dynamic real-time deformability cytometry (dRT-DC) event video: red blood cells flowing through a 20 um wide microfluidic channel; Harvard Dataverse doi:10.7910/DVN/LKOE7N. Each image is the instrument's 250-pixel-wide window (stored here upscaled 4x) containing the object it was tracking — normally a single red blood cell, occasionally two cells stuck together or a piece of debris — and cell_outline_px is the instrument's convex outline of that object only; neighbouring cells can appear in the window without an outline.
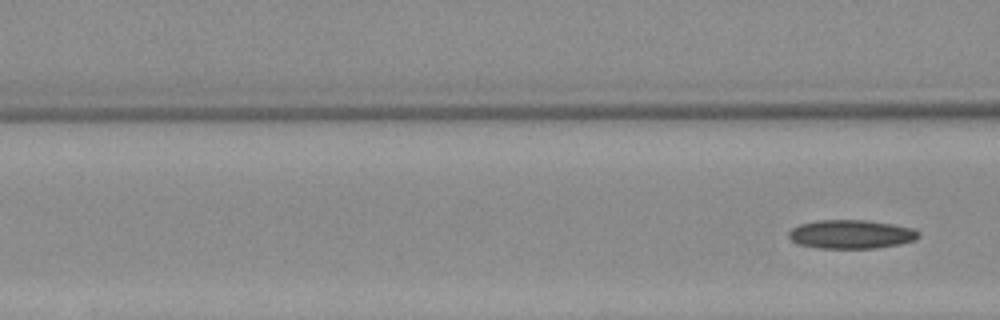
{"species": "Egyptian fruit bat (a non-hibernating species)", "species_latin": "Rousettus aegyptiacus", "temperature_condition": "warm", "stored_images_in_passage": 6, "camera_frame_rate_fps": 3000, "um_per_image_px": 0.085, "animal": {"sex": "female"}, "frame": {"image": 1, "passage_image": 6, "time_ms": 6.0, "image_size_px": [1000, 320], "cell_outline_px": [[920, 236], [916, 240], [900, 244], [876, 248], [820, 248], [796, 244], [788, 236], [788, 232], [792, 228], [800, 224], [820, 220], [864, 220], [892, 224], [912, 228], [920, 232]], "centroid_in_image_um": [72.35, 19.91], "position_along_channel_um": 94.2, "area_um2": 21.79}}